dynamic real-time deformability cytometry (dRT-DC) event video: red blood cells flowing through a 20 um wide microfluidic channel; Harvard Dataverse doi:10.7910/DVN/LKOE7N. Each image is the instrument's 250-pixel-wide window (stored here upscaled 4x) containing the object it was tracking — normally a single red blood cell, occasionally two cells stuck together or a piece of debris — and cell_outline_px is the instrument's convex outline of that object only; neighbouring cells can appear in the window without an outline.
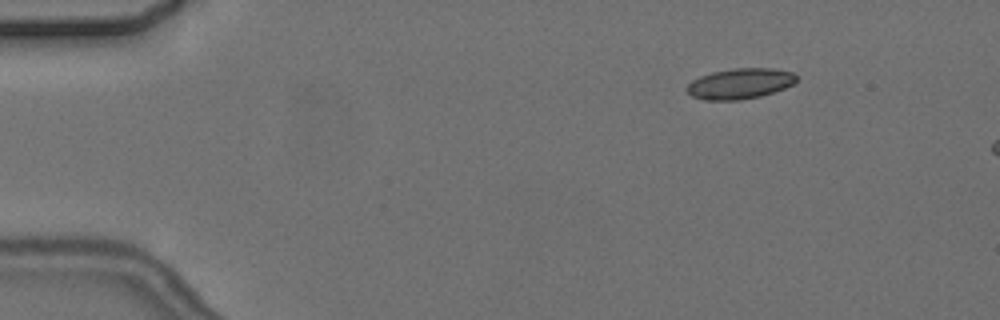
{"species": "common noctule bat (a hibernating species)", "species_latin": "Nyctalus noctula", "temperature_condition": "cold", "stored_images_in_passage": 5, "camera_frame_rate_fps": 3000, "um_per_image_px": 0.085, "animal": {"sex": "female", "body_mass_g": 24.6, "forearm_length_mm": 56.2}, "frame": {"image": 1, "passage_image": 3, "time_ms": 2.333, "image_size_px": [1000, 320], "cell_outline_px": [[796, 80], [792, 84], [784, 88], [760, 96], [740, 100], [704, 100], [692, 96], [684, 88], [692, 80], [700, 76], [712, 72], [732, 68], [776, 68], [792, 72], [796, 76]], "centroid_in_image_um": [62.86, 7.1], "position_along_channel_um": 22.1, "area_um2": 19.54}}